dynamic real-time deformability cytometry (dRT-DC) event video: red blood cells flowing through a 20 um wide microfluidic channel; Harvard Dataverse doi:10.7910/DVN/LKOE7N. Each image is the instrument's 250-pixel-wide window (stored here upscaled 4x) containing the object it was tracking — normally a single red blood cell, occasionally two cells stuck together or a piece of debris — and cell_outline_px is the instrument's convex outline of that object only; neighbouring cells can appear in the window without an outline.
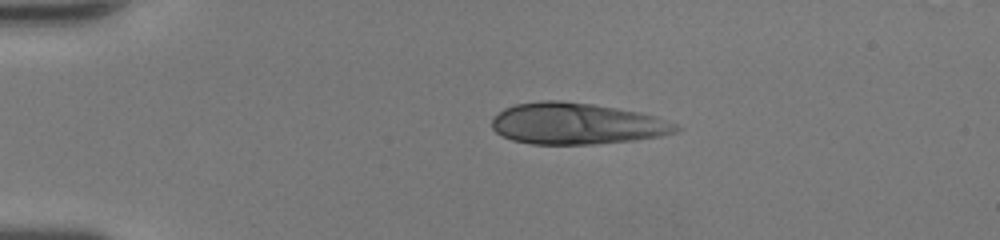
{"species": "human", "species_latin": "Homo sapiens", "temperature_condition": "room temperature", "stored_images_in_passage": 40, "camera_frame_rate_fps": 3000, "um_per_image_px": 0.085, "donor": {"sex": "female"}, "frame": {"image": 1, "passage_image": 1, "time_ms": 0.0, "image_size_px": [1000, 240], "cell_outline_px": [[684, 128], [676, 132], [660, 136], [636, 140], [592, 144], [532, 144], [512, 140], [496, 132], [492, 128], [492, 116], [504, 108], [516, 104], [544, 100], [560, 100], [592, 104], [636, 112], [652, 116], [676, 124]], "centroid_in_image_um": [48.97, 10.51], "position_along_channel_um": 36.0, "area_um2": 44.22}}
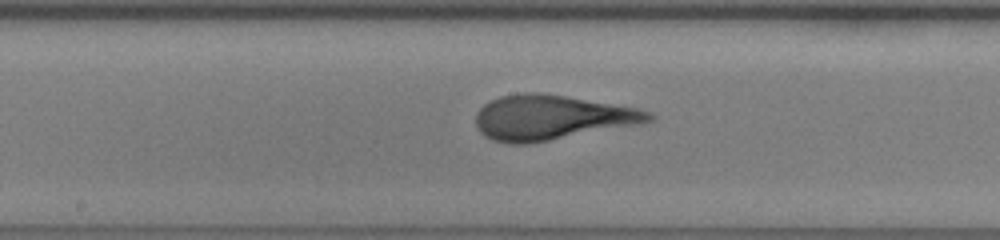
{"frame": {"image": 2, "passage_image": 17, "time_ms": 5.333, "image_size_px": [1000, 240], "cell_outline_px": [[656, 120], [640, 124], [548, 140], [524, 144], [512, 144], [492, 140], [484, 136], [480, 132], [476, 124], [476, 112], [484, 104], [500, 96], [524, 92], [540, 92], [636, 108], [648, 112], [656, 116]], "centroid_in_image_um": [46.85, 9.99], "position_along_channel_um": 201.3, "area_um2": 44.8}}
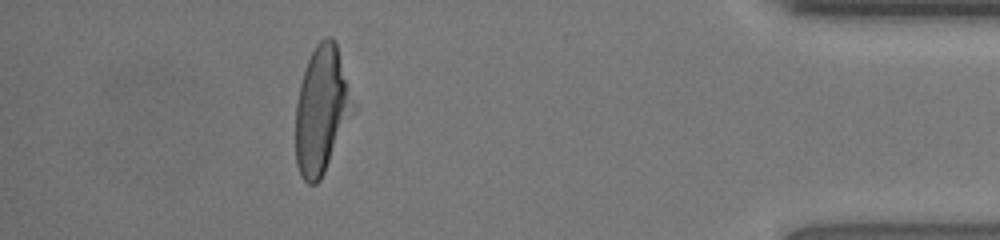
{"frame": {"image": 3, "passage_image": 35, "time_ms": 11.333, "image_size_px": [1000, 240], "cell_outline_px": [[356, 108], [320, 180], [316, 184], [308, 184], [300, 176], [296, 164], [296, 104], [300, 84], [308, 60], [316, 44], [320, 40], [328, 36], [332, 36], [336, 44], [356, 104]], "centroid_in_image_um": [27.35, 9.36], "position_along_channel_um": 407.8, "area_um2": 42.48}}